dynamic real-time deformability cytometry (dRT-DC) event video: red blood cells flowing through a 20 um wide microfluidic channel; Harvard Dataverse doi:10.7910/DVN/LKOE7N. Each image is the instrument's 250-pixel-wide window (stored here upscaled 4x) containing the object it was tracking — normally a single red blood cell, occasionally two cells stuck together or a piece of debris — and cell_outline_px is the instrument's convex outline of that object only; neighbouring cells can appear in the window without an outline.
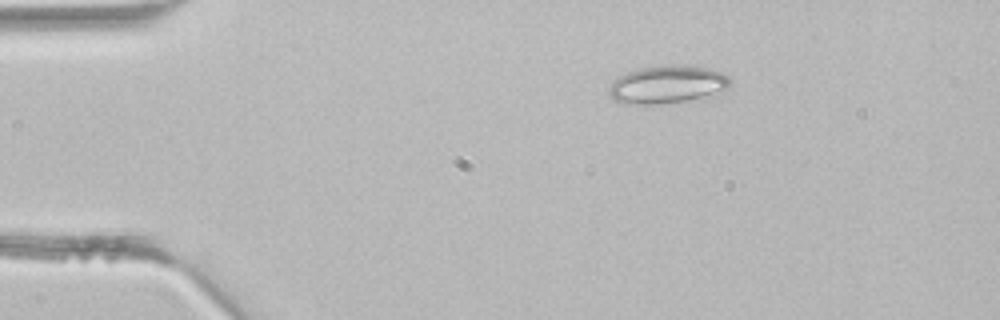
{"species": "common noctule bat (a hibernating species)", "species_latin": "Nyctalus noctula", "temperature_condition": "room temperature", "stored_images_in_passage": 36, "camera_frame_rate_fps": 3000, "um_per_image_px": 0.085, "animal": {"sex": "male", "body_mass_g": 21.5, "forearm_length_mm": 52.0}, "frame": {"image": 1, "passage_image": 1, "time_ms": 0.0, "image_size_px": [1000, 320], "cell_outline_px": [[732, 80], [728, 88], [688, 100], [664, 104], [624, 104], [612, 100], [608, 96], [608, 88], [620, 76], [628, 72], [640, 68], [704, 68], [720, 72], [728, 76]], "centroid_in_image_um": [56.63, 7.25], "position_along_channel_um": 28.4, "area_um2": 25.49}}
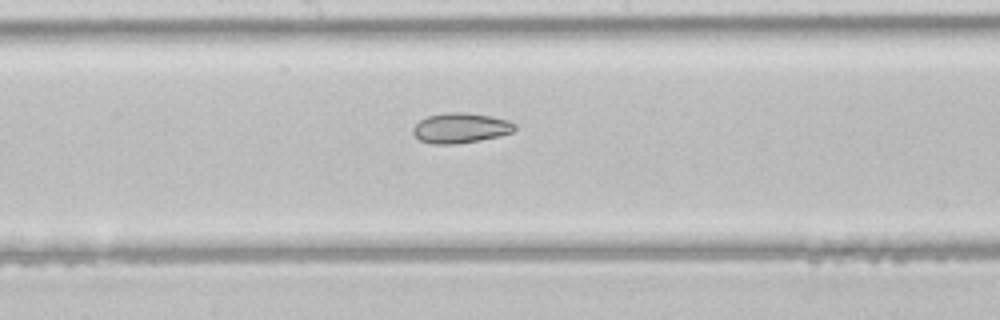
{"frame": {"image": 2, "passage_image": 16, "time_ms": 5.0, "image_size_px": [1000, 320], "cell_outline_px": [[516, 128], [512, 132], [500, 136], [480, 140], [456, 144], [432, 144], [420, 140], [412, 132], [412, 128], [420, 120], [428, 116], [444, 112], [468, 112], [492, 116], [508, 120], [516, 124]], "centroid_in_image_um": [39.16, 10.87], "position_along_channel_um": 209.0, "area_um2": 18.03}}
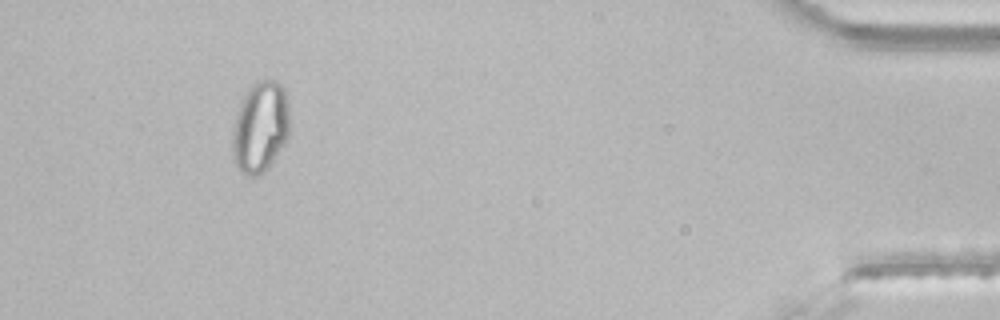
{"frame": {"image": 3, "passage_image": 33, "time_ms": 10.667, "image_size_px": [1000, 320], "cell_outline_px": [[288, 140], [268, 168], [264, 172], [256, 176], [244, 176], [240, 172], [232, 156], [232, 132], [236, 116], [240, 104], [248, 88], [256, 80], [276, 80], [284, 88], [288, 100]], "centroid_in_image_um": [22.12, 10.82], "position_along_channel_um": 413.1, "area_um2": 30.69}}